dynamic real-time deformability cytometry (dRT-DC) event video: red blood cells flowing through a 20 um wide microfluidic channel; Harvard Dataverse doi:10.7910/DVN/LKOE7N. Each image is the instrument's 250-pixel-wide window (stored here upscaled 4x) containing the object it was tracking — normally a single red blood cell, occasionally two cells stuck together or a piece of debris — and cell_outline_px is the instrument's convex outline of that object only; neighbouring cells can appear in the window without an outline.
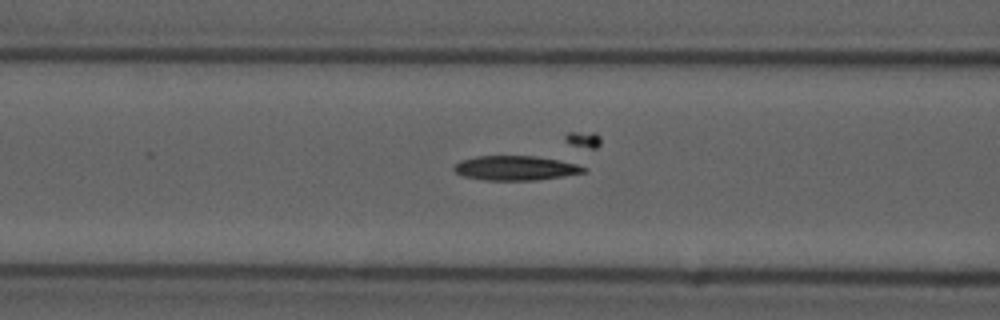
{"species": "common noctule bat (a hibernating species)", "species_latin": "Nyctalus noctula", "temperature_condition": "cold", "stored_images_in_passage": 9, "camera_frame_rate_fps": 3000, "um_per_image_px": 0.085, "animal": {"sex": "male", "forearm_length_mm": 52.5}, "frame": {"image": 1, "passage_image": 8, "time_ms": 2.333, "image_size_px": [1000, 320], "cell_outline_px": [[588, 172], [564, 176], [536, 180], [484, 180], [464, 176], [456, 172], [452, 168], [460, 160], [476, 156], [536, 156], [560, 160], [576, 164], [588, 168]], "centroid_in_image_um": [43.85, 14.28], "position_along_channel_um": 122.7, "area_um2": 18.61}}